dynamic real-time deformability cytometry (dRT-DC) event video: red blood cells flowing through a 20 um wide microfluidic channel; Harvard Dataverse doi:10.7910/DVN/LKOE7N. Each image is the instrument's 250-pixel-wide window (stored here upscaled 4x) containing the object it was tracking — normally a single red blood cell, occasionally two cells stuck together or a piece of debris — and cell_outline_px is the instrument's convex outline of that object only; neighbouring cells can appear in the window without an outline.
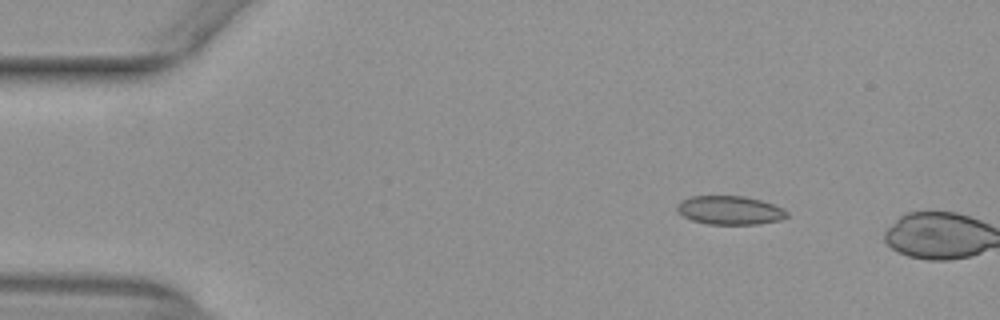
{"species": "common noctule bat (a hibernating species)", "species_latin": "Nyctalus noctula", "temperature_condition": "warm", "stored_images_in_passage": 6, "camera_frame_rate_fps": 3000, "um_per_image_px": 0.085, "animal": {"sex": "female", "body_mass_g": 29.2, "forearm_length_mm": 56.3}, "frame": {"image": 1, "passage_image": 5, "time_ms": 1.333, "image_size_px": [1000, 320], "cell_outline_px": [[788, 216], [780, 220], [756, 224], [708, 224], [692, 220], [684, 216], [676, 208], [676, 204], [680, 200], [692, 196], [744, 196], [760, 200], [784, 208], [788, 212]], "centroid_in_image_um": [62.03, 17.86], "position_along_channel_um": 23.0, "area_um2": 18.32}}